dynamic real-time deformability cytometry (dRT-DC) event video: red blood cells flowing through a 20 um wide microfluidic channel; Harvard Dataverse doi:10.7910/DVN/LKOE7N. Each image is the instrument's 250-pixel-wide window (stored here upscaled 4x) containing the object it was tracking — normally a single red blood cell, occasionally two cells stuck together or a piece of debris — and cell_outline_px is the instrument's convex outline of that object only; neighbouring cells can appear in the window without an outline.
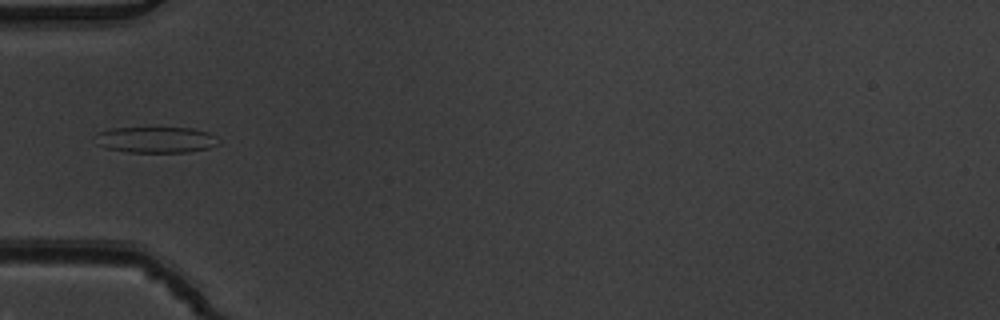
{"species": "common noctule bat (a hibernating species)", "species_latin": "Nyctalus noctula", "temperature_condition": "warm", "stored_images_in_passage": 6, "camera_frame_rate_fps": 3000, "um_per_image_px": 0.085, "animal": {"sex": "male", "body_mass_g": 19.5, "forearm_length_mm": 54.6}, "frame": {"image": 1, "passage_image": 6, "time_ms": 1.667, "image_size_px": [1000, 320], "cell_outline_px": [[220, 144], [208, 148], [188, 152], [128, 152], [104, 148], [96, 144], [96, 132], [112, 128], [192, 128], [208, 132], [216, 136], [220, 140]], "centroid_in_image_um": [13.25, 11.88], "position_along_channel_um": 71.7, "area_um2": 18.9}}